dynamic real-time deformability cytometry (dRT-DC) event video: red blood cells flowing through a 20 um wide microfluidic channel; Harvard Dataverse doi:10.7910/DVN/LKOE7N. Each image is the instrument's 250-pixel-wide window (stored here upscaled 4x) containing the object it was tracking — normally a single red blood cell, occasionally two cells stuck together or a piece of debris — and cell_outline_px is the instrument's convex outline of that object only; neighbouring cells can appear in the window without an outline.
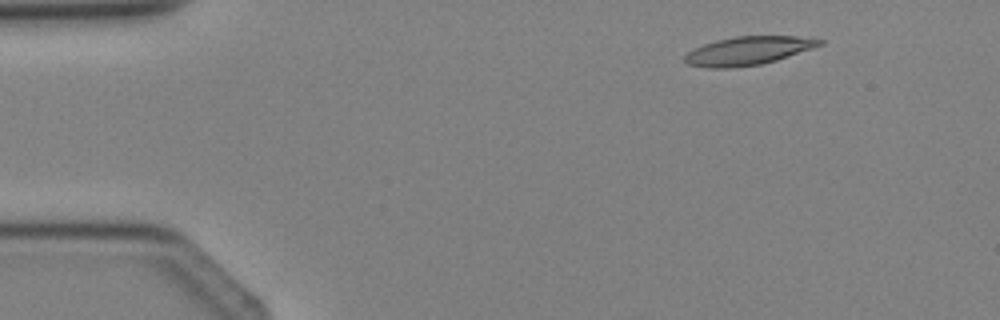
{"species": "Egyptian fruit bat (a non-hibernating species)", "species_latin": "Rousettus aegyptiacus", "temperature_condition": "cold", "stored_images_in_passage": 5, "camera_frame_rate_fps": 3000, "um_per_image_px": 0.085, "animal": {"sex": "female"}, "frame": {"image": 1, "passage_image": 2, "time_ms": 1.333, "image_size_px": [1000, 320], "cell_outline_px": [[824, 44], [776, 60], [760, 64], [728, 68], [708, 68], [688, 64], [684, 60], [684, 56], [688, 52], [704, 44], [716, 40], [736, 36], [796, 36], [824, 40]], "centroid_in_image_um": [63.58, 4.31], "position_along_channel_um": 21.4, "area_um2": 22.08}}
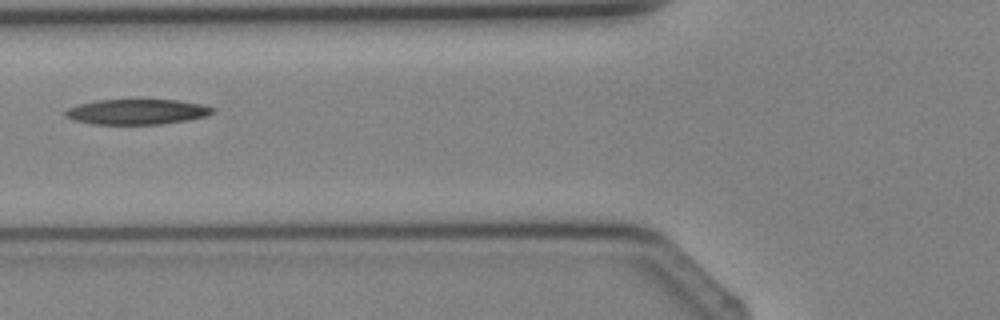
{"frame": {"image": 2, "passage_image": 5, "time_ms": 4.667, "image_size_px": [1000, 320], "cell_outline_px": [[216, 112], [208, 116], [188, 120], [160, 124], [92, 124], [72, 120], [64, 116], [64, 112], [68, 108], [80, 104], [96, 100], [176, 100], [200, 104], [216, 108]], "centroid_in_image_um": [11.65, 9.51], "position_along_channel_um": 114.1, "area_um2": 21.79}}